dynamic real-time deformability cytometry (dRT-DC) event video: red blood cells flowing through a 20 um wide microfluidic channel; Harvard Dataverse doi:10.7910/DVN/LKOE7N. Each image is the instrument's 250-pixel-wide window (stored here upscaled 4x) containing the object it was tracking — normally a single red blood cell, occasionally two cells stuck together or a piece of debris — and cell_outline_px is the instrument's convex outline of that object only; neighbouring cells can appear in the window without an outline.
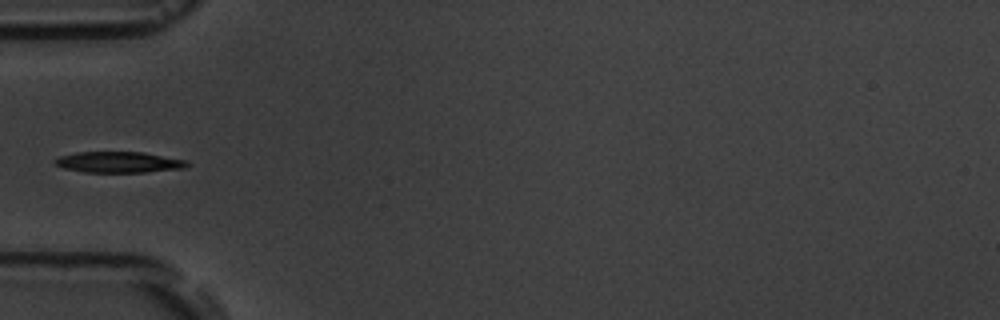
{"species": "common noctule bat (a hibernating species)", "species_latin": "Nyctalus noctula", "temperature_condition": "room temperature", "stored_images_in_passage": 6, "camera_frame_rate_fps": 3000, "um_per_image_px": 0.085, "animal": {"sex": "male", "body_mass_g": 19.5, "forearm_length_mm": 54.6}, "frame": {"image": 1, "passage_image": 6, "time_ms": 5.667, "image_size_px": [1000, 320], "cell_outline_px": [[188, 164], [184, 168], [144, 172], [84, 172], [64, 168], [56, 164], [52, 160], [60, 156], [76, 152], [144, 152], [184, 160]], "centroid_in_image_um": [10.04, 13.78], "position_along_channel_um": 75.0, "area_um2": 15.95}}